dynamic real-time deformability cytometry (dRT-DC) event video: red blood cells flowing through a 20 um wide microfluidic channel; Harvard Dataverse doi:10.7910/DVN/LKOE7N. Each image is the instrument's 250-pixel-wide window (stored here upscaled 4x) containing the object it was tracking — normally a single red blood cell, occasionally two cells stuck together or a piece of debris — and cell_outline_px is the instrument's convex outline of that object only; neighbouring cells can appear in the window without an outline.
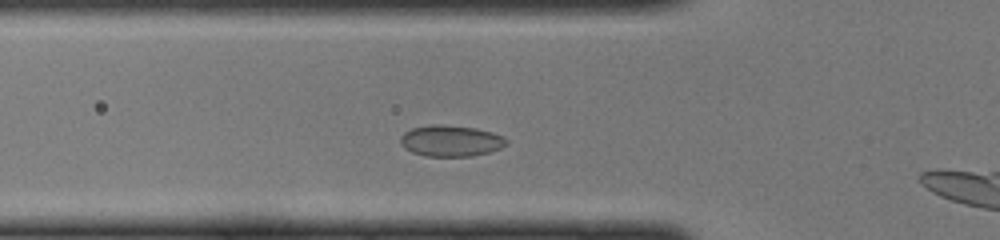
{"species": "common noctule bat (a hibernating species)", "species_latin": "Nyctalus noctula", "temperature_condition": "cold", "stored_images_in_passage": 30, "camera_frame_rate_fps": 3000, "um_per_image_px": 0.085, "animal": {"sex": "female", "body_mass_g": 22.0, "forearm_length_mm": 56.7}, "frame": {"image": 1, "passage_image": 7, "time_ms": 2.0, "image_size_px": [1000, 240], "cell_outline_px": [[508, 144], [500, 148], [488, 152], [472, 156], [424, 156], [412, 152], [404, 148], [400, 144], [400, 136], [404, 132], [412, 128], [428, 124], [444, 124], [476, 128], [492, 132], [504, 136], [508, 140]], "centroid_in_image_um": [38.3, 11.96], "position_along_channel_um": 87.5, "area_um2": 19.54}}
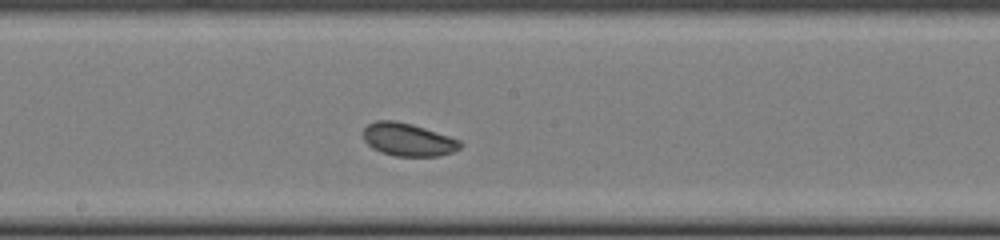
{"frame": {"image": 2, "passage_image": 16, "time_ms": 5.0, "image_size_px": [1000, 240], "cell_outline_px": [[464, 144], [460, 148], [452, 152], [440, 156], [396, 156], [380, 152], [372, 148], [364, 140], [364, 128], [368, 124], [376, 120], [396, 120], [412, 124], [460, 140]], "centroid_in_image_um": [34.68, 11.87], "position_along_channel_um": 213.5, "area_um2": 18.61}}
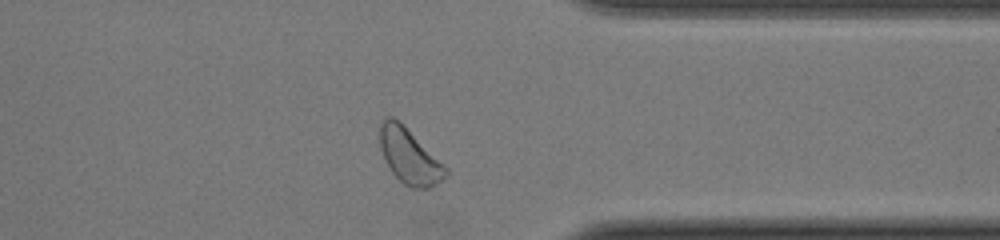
{"frame": {"image": 3, "passage_image": 28, "time_ms": 9.0, "image_size_px": [1000, 240], "cell_outline_px": [[448, 172], [436, 184], [428, 188], [412, 188], [404, 184], [392, 172], [380, 148], [380, 124], [388, 116], [392, 116], [444, 164], [448, 168]], "centroid_in_image_um": [34.79, 13.3], "position_along_channel_um": 376.6, "area_um2": 20.29}}